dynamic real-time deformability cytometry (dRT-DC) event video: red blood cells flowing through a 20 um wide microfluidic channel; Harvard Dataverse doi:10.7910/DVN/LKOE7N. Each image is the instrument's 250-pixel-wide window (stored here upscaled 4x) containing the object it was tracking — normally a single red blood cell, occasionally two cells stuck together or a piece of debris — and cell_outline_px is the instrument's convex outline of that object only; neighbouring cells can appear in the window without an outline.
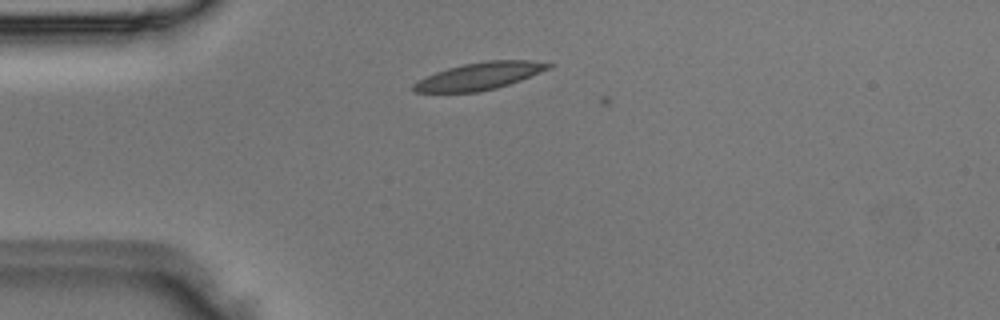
{"species": "Egyptian fruit bat (a non-hibernating species)", "species_latin": "Rousettus aegyptiacus", "temperature_condition": "room temperature", "stored_images_in_passage": 5, "camera_frame_rate_fps": 3000, "um_per_image_px": 0.085, "animal": {"sex": "male"}, "frame": {"image": 1, "passage_image": 3, "time_ms": 0.667, "image_size_px": [1000, 320], "cell_outline_px": [[552, 64], [548, 68], [540, 72], [520, 80], [496, 88], [476, 92], [416, 92], [412, 88], [412, 84], [416, 80], [436, 72], [448, 68], [464, 64], [488, 60], [532, 60]], "centroid_in_image_um": [40.7, 6.46], "position_along_channel_um": 44.3, "area_um2": 21.15}}